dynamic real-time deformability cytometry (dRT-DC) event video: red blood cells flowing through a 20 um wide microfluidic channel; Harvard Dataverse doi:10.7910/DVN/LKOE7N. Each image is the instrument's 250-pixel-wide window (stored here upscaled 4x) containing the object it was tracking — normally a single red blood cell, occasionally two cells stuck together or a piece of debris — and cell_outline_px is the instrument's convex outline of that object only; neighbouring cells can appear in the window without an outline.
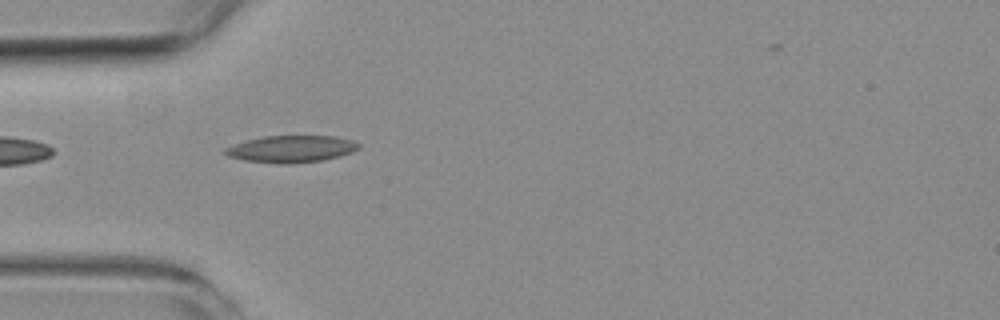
{"species": "common noctule bat (a hibernating species)", "species_latin": "Nyctalus noctula", "temperature_condition": "room temperature", "stored_images_in_passage": 7, "camera_frame_rate_fps": 3000, "um_per_image_px": 0.085, "animal": {"sex": "female", "body_mass_g": 19.3, "forearm_length_mm": 54.1}, "frame": {"image": 1, "passage_image": 2, "time_ms": 1.0, "image_size_px": [1000, 320], "cell_outline_px": [[360, 148], [352, 152], [340, 156], [324, 160], [288, 164], [284, 164], [244, 160], [228, 156], [224, 152], [224, 148], [248, 140], [264, 136], [336, 136], [352, 140], [360, 144]], "centroid_in_image_um": [24.8, 12.66], "position_along_channel_um": 60.2, "area_um2": 20.87}}
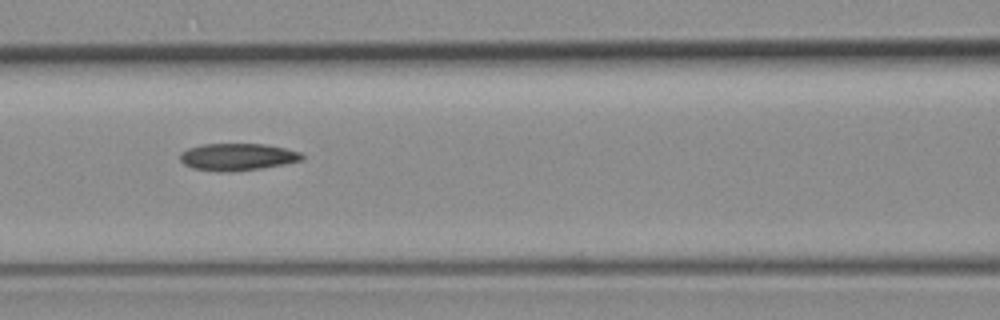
{"frame": {"image": 2, "passage_image": 4, "time_ms": 3.333, "image_size_px": [1000, 320], "cell_outline_px": [[304, 160], [284, 164], [260, 168], [232, 172], [216, 172], [192, 168], [184, 164], [180, 160], [180, 152], [188, 148], [200, 144], [264, 144], [284, 148], [300, 152], [304, 156]], "centroid_in_image_um": [20.15, 13.34], "position_along_channel_um": 146.4, "area_um2": 19.42}}
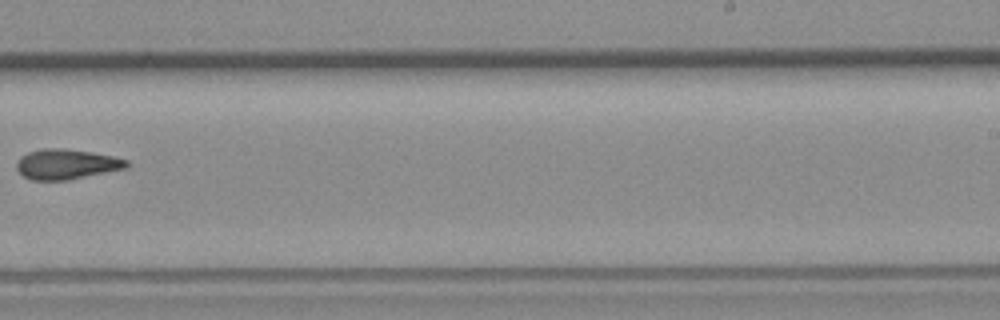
{"frame": {"image": 3, "passage_image": 7, "time_ms": 7.0, "image_size_px": [1000, 320], "cell_outline_px": [[128, 168], [68, 180], [32, 180], [24, 176], [16, 168], [16, 160], [20, 156], [28, 152], [44, 148], [64, 148], [112, 156], [128, 160]], "centroid_in_image_um": [5.63, 13.96], "position_along_channel_um": 283.4, "area_um2": 19.31}}